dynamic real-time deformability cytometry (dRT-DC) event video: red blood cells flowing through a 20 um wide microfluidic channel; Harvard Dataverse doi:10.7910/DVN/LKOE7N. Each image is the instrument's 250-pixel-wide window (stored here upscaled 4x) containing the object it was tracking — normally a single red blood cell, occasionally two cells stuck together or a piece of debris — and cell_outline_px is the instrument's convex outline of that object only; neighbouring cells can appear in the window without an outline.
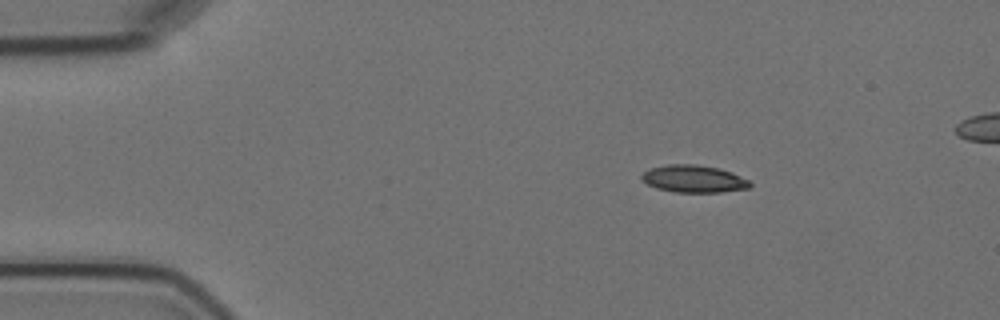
{"species": "Egyptian fruit bat (a non-hibernating species)", "species_latin": "Rousettus aegyptiacus", "temperature_condition": "cold", "stored_images_in_passage": 4, "camera_frame_rate_fps": 3000, "um_per_image_px": 0.085, "animal": {"sex": "female"}, "frame": {"image": 1, "passage_image": 1, "time_ms": 0.0, "image_size_px": [1000, 320], "cell_outline_px": [[752, 184], [748, 188], [720, 192], [676, 192], [656, 188], [648, 184], [640, 176], [648, 168], [668, 164], [696, 164], [720, 168], [732, 172], [752, 180]], "centroid_in_image_um": [59.0, 15.19], "position_along_channel_um": 26.0, "area_um2": 17.4}}